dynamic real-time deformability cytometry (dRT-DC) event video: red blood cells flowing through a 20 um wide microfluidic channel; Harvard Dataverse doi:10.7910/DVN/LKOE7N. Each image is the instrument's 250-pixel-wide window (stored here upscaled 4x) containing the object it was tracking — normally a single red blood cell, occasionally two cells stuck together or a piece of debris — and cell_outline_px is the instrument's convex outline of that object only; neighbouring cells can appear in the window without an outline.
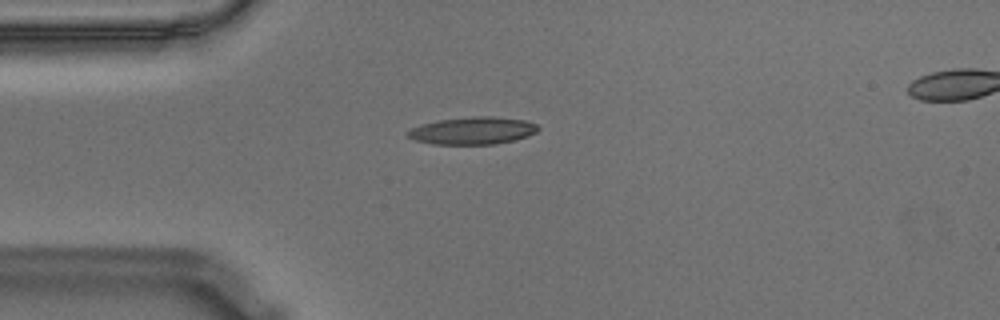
{"species": "Egyptian fruit bat (a non-hibernating species)", "species_latin": "Rousettus aegyptiacus", "temperature_condition": "warm", "stored_images_in_passage": 17, "camera_frame_rate_fps": 3000, "um_per_image_px": 0.085, "animal": {"sex": "male"}, "frame": {"image": 1, "passage_image": 2, "time_ms": 0.333, "image_size_px": [1000, 320], "cell_outline_px": [[540, 128], [536, 132], [528, 136], [516, 140], [496, 144], [432, 144], [416, 140], [408, 136], [408, 132], [412, 128], [424, 124], [440, 120], [476, 116], [492, 116], [524, 120], [536, 124]], "centroid_in_image_um": [40.24, 11.11], "position_along_channel_um": 44.8, "area_um2": 20.58}}
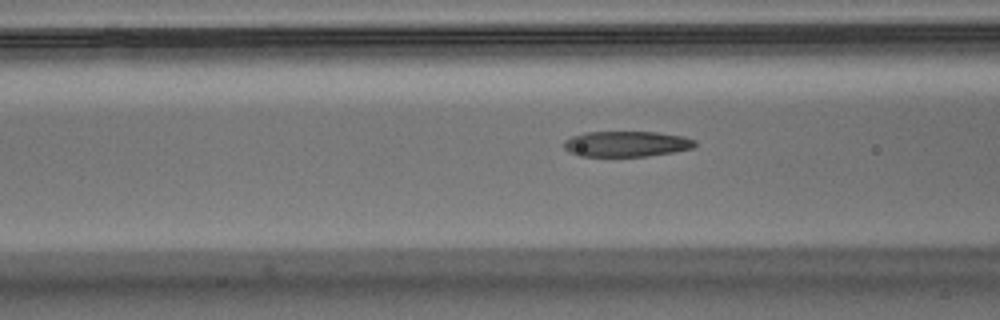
{"frame": {"image": 2, "passage_image": 9, "time_ms": 2.667, "image_size_px": [1000, 320], "cell_outline_px": [[696, 144], [692, 148], [672, 152], [648, 156], [580, 156], [568, 152], [564, 148], [564, 140], [572, 136], [584, 132], [656, 132], [684, 136], [696, 140]], "centroid_in_image_um": [53.23, 12.23], "position_along_channel_um": 113.4, "area_um2": 19.59}}
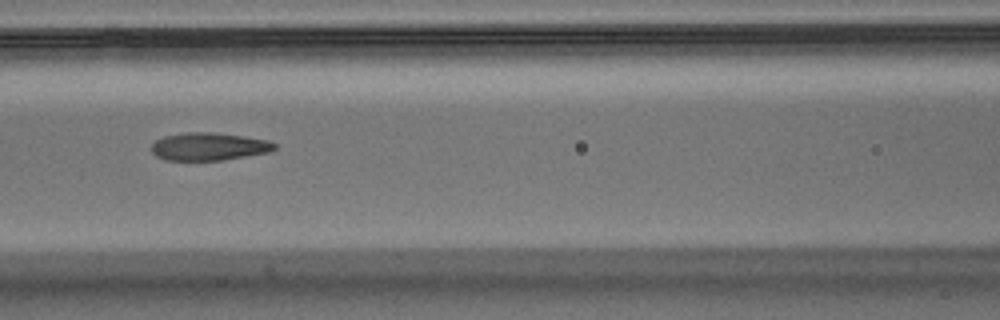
{"frame": {"image": 3, "passage_image": 12, "time_ms": 3.667, "image_size_px": [1000, 320], "cell_outline_px": [[276, 148], [268, 152], [224, 160], [164, 160], [156, 156], [152, 152], [152, 144], [156, 140], [164, 136], [184, 132], [216, 132], [244, 136], [268, 140], [276, 144]], "centroid_in_image_um": [17.74, 12.45], "position_along_channel_um": 148.9, "area_um2": 20.0}}